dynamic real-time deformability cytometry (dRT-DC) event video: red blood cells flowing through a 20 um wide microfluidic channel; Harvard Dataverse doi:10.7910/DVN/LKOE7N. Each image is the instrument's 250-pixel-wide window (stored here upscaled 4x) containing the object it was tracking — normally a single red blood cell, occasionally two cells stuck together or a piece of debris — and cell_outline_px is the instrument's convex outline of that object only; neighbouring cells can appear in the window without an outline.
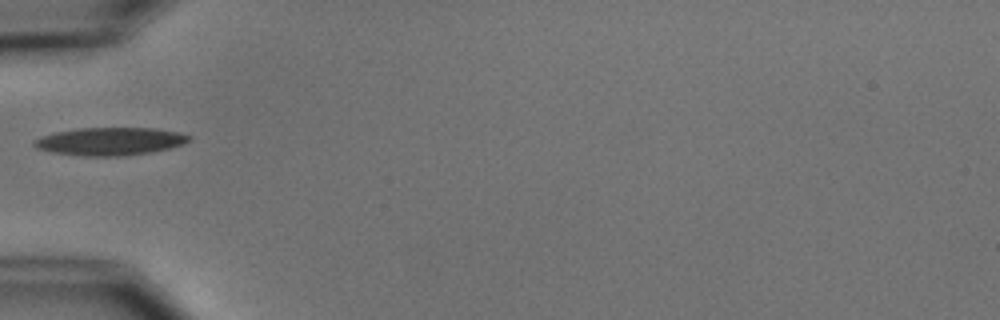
{"species": "common noctule bat (a hibernating species)", "species_latin": "Nyctalus noctula", "temperature_condition": "cold", "stored_images_in_passage": 1, "camera_frame_rate_fps": 3000, "um_per_image_px": 0.085, "animal": {"sex": "male", "body_mass_g": 15.6}, "frame": {"image": 1, "passage_image": 1, "time_ms": 0.0, "image_size_px": [1000, 320], "cell_outline_px": [[192, 140], [184, 144], [152, 152], [120, 156], [84, 156], [52, 152], [36, 148], [32, 144], [32, 140], [40, 136], [56, 132], [80, 128], [156, 128], [180, 132], [192, 136]], "centroid_in_image_um": [9.37, 12.01], "position_along_channel_um": 75.6, "area_um2": 25.32}}